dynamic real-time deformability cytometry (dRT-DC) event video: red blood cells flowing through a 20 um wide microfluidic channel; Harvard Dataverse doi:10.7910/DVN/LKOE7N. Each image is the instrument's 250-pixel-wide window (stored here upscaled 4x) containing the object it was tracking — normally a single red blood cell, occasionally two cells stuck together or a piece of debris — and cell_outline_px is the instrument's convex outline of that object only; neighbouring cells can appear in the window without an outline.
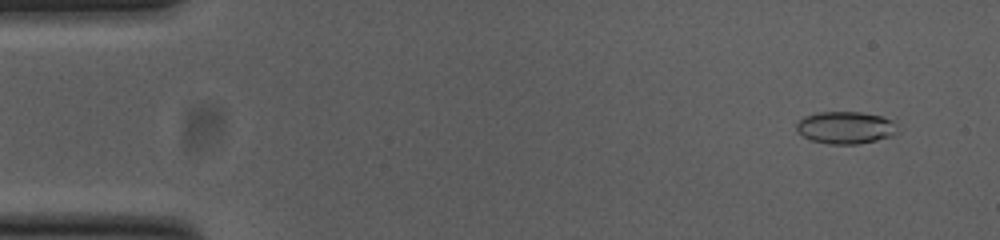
{"species": "common noctule bat (a hibernating species)", "species_latin": "Nyctalus noctula", "temperature_condition": "cold", "stored_images_in_passage": 54, "camera_frame_rate_fps": 3000, "um_per_image_px": 0.085, "animal": {"sex": "female", "body_mass_g": 23.0, "forearm_length_mm": 53.4}, "frame": {"image": 1, "passage_image": 4, "time_ms": 1.0, "image_size_px": [1000, 240], "cell_outline_px": [[896, 132], [892, 136], [876, 140], [856, 144], [828, 144], [812, 140], [804, 136], [796, 128], [796, 124], [804, 116], [816, 112], [860, 112], [880, 116], [892, 120], [896, 124]], "centroid_in_image_um": [71.86, 10.84], "position_along_channel_um": 13.1, "area_um2": 18.84}}
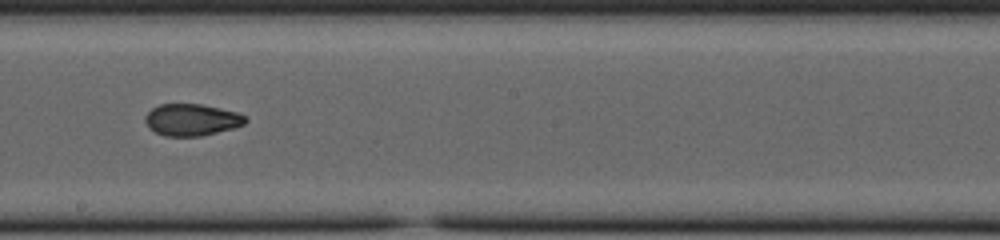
{"frame": {"image": 2, "passage_image": 30, "time_ms": 9.667, "image_size_px": [1000, 240], "cell_outline_px": [[248, 120], [244, 124], [232, 128], [200, 136], [164, 136], [148, 128], [144, 120], [144, 116], [152, 108], [160, 104], [200, 104], [220, 108], [236, 112], [248, 116]], "centroid_in_image_um": [16.28, 10.18], "position_along_channel_um": 231.9, "area_um2": 18.61}}
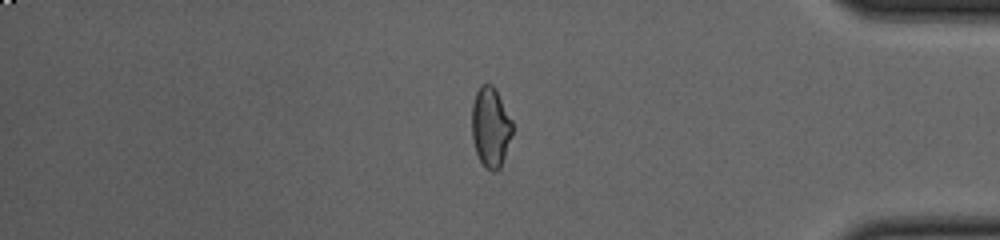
{"frame": {"image": 3, "passage_image": 45, "time_ms": 14.667, "image_size_px": [1000, 240], "cell_outline_px": [[512, 132], [500, 168], [496, 172], [492, 172], [484, 168], [476, 152], [472, 136], [472, 104], [476, 92], [480, 84], [492, 84], [496, 88], [512, 120]], "centroid_in_image_um": [41.69, 10.79], "position_along_channel_um": 393.5, "area_um2": 18.96}, "authors_computed_cell_mechanics": {"area_um2": 19.0162, "velocity_mm_per_s": 3.8257, "shape_relaxation_time_tau1_ms": 11.3925, "shape_relaxation_time_tau2_ms": 1.7519, "deformation_change_tau1": 0.2247, "deformation_change_tau2": 0.066}}